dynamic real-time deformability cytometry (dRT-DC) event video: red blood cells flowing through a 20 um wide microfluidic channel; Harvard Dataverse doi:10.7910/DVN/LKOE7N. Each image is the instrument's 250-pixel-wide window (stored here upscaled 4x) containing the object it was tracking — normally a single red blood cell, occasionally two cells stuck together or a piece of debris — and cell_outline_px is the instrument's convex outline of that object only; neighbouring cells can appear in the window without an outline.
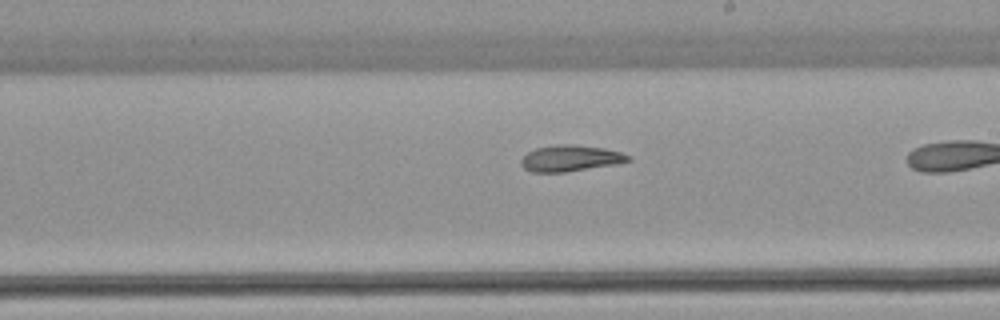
{"species": "common noctule bat (a hibernating species)", "species_latin": "Nyctalus noctula", "temperature_condition": "warm", "stored_images_in_passage": 37, "camera_frame_rate_fps": 3000, "um_per_image_px": 0.085, "animal": {"sex": "female", "body_mass_g": 22.7, "forearm_length_mm": 54.2}, "frame": {"image": 1, "passage_image": 27, "time_ms": 8.667, "image_size_px": [1000, 320], "cell_outline_px": [[632, 160], [620, 164], [564, 172], [532, 172], [524, 168], [520, 164], [520, 160], [528, 152], [536, 148], [556, 144], [572, 144], [604, 148], [620, 152], [632, 156]], "centroid_in_image_um": [48.52, 13.45], "position_along_channel_um": 240.5, "area_um2": 16.53}}